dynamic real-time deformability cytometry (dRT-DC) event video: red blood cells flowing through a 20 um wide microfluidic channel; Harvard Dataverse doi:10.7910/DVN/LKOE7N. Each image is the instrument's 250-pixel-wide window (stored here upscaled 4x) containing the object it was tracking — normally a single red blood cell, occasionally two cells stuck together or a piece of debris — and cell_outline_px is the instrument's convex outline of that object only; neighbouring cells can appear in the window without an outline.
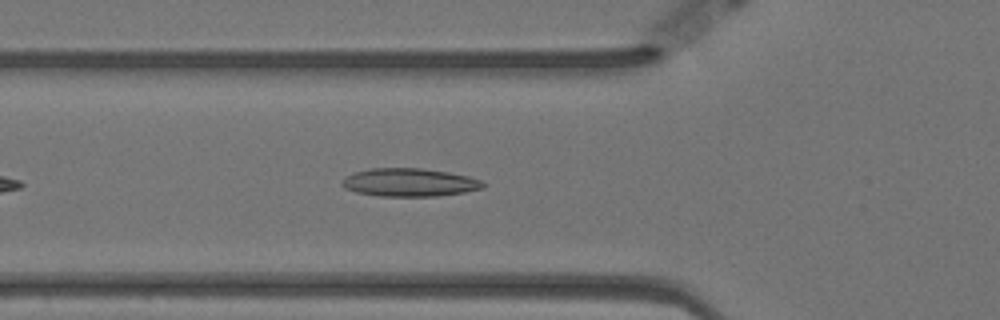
{"species": "Egyptian fruit bat (a non-hibernating species)", "species_latin": "Rousettus aegyptiacus", "temperature_condition": "warm", "stored_images_in_passage": 43, "camera_frame_rate_fps": 3000, "um_per_image_px": 0.085, "animal": {"sex": "female"}, "frame": {"image": 1, "passage_image": 8, "time_ms": 2.333, "image_size_px": [1000, 320], "cell_outline_px": [[488, 184], [484, 188], [464, 192], [436, 196], [380, 196], [356, 192], [344, 188], [340, 184], [340, 180], [352, 172], [368, 168], [424, 168], [448, 172], [468, 176], [480, 180]], "centroid_in_image_um": [34.77, 15.5], "position_along_channel_um": 91.0, "area_um2": 23.41}}
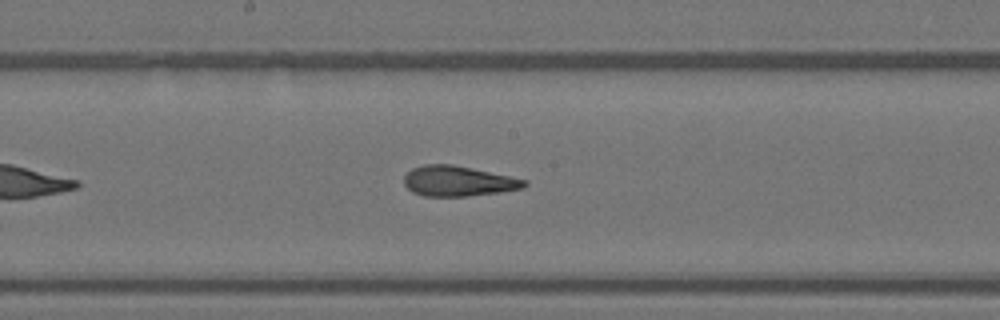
{"frame": {"image": 2, "passage_image": 18, "time_ms": 5.667, "image_size_px": [1000, 320], "cell_outline_px": [[528, 184], [524, 188], [500, 192], [468, 196], [424, 196], [412, 192], [404, 184], [404, 176], [412, 168], [424, 164], [452, 164], [472, 168], [528, 180]], "centroid_in_image_um": [38.95, 15.39], "position_along_channel_um": 209.3, "area_um2": 21.27}}
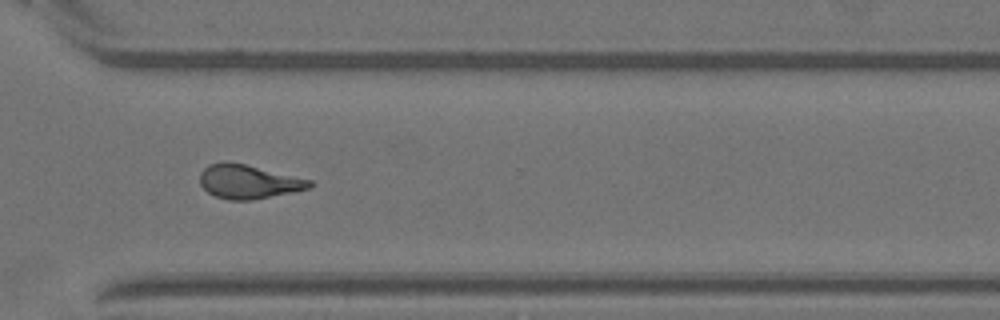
{"frame": {"image": 3, "passage_image": 30, "time_ms": 9.667, "image_size_px": [1000, 320], "cell_outline_px": [[312, 188], [252, 200], [228, 200], [216, 196], [208, 192], [200, 184], [200, 172], [208, 164], [244, 164], [312, 180]], "centroid_in_image_um": [21.14, 15.47], "position_along_channel_um": 349.5, "area_um2": 21.15}, "authors_computed_cell_mechanics": {"area_um2": 21.4438, "velocity_mm_per_s": 3.5209, "shape_relaxation_time_tau1_ms": 7.5177, "shape_relaxation_time_tau2_ms": 1.9531, "deformation_change_tau1": 0.19, "deformation_change_tau2": 0.1043}}